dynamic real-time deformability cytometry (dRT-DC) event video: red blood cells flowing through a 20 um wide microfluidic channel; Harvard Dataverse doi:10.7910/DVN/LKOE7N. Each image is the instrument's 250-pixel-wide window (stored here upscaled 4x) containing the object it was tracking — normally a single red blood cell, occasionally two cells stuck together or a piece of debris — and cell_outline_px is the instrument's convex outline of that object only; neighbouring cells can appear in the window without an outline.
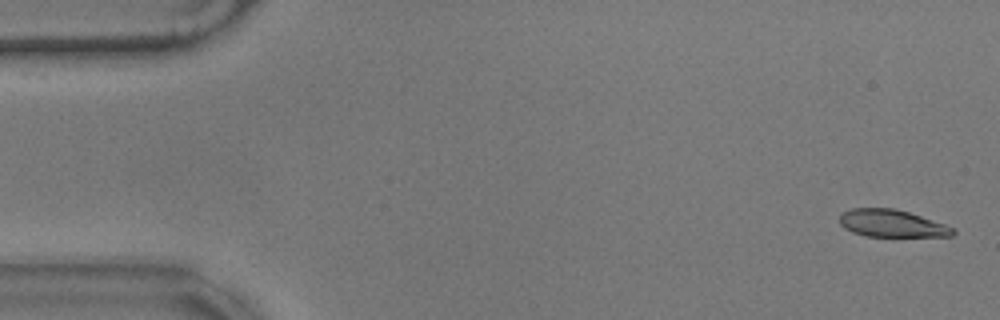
{"species": "common noctule bat (a hibernating species)", "species_latin": "Nyctalus noctula", "temperature_condition": "warm", "stored_images_in_passage": 56, "camera_frame_rate_fps": 3000, "um_per_image_px": 0.085, "animal": {"sex": "male", "body_mass_g": 17.9}, "frame": {"image": 1, "passage_image": 1, "time_ms": 0.0, "image_size_px": [1000, 320], "cell_outline_px": [[956, 232], [952, 236], [864, 236], [852, 232], [844, 228], [840, 224], [840, 216], [844, 212], [852, 208], [896, 208], [944, 224], [952, 228]], "centroid_in_image_um": [75.77, 18.99], "position_along_channel_um": 9.2, "area_um2": 17.86}}
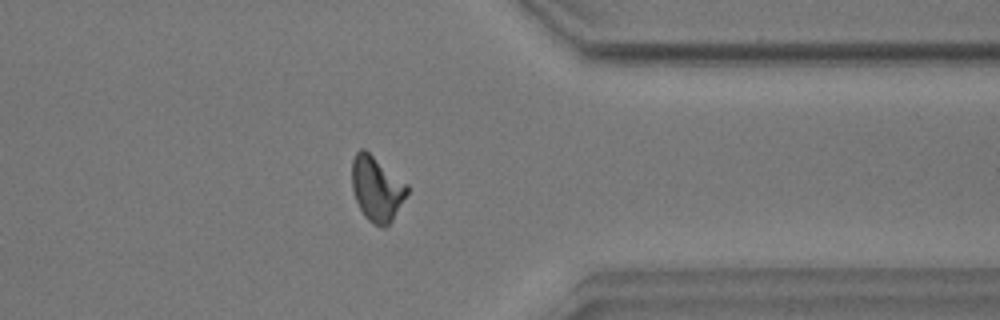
{"frame": {"image": 2, "passage_image": 44, "time_ms": 14.333, "image_size_px": [1000, 320], "cell_outline_px": [[408, 192], [392, 220], [384, 228], [380, 228], [372, 224], [364, 216], [356, 200], [352, 188], [352, 160], [356, 152], [360, 148], [364, 148], [408, 184]], "centroid_in_image_um": [32.01, 16.04], "position_along_channel_um": 379.4, "area_um2": 20.87}}
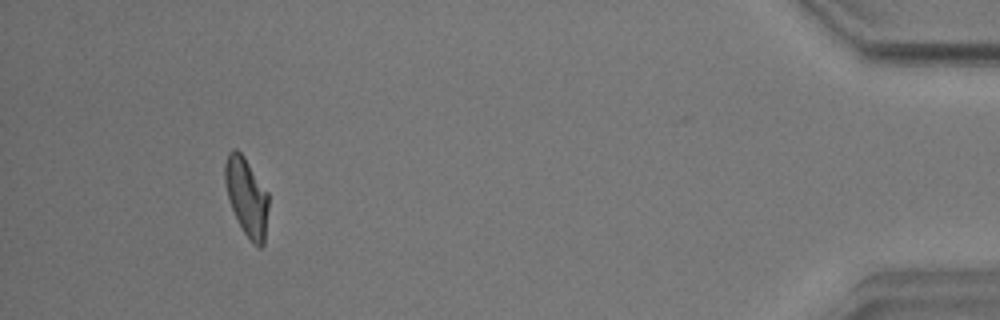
{"frame": {"image": 3, "passage_image": 52, "time_ms": 17.0, "image_size_px": [1000, 320], "cell_outline_px": [[268, 208], [264, 244], [260, 248], [240, 228], [232, 208], [228, 196], [224, 180], [224, 164], [228, 152], [232, 148], [236, 148], [244, 156], [268, 192]], "centroid_in_image_um": [20.95, 16.68], "position_along_channel_um": 414.2, "area_um2": 19.77}, "authors_computed_cell_mechanics": {"area_um2": 20.1144, "velocity_mm_per_s": 3.5163, "shape_relaxation_time_tau1_ms": 7.7833, "shape_relaxation_time_tau2_ms": 2.3333, "deformation_change_tau1": 0.2099, "deformation_change_tau2": 0.0933}}